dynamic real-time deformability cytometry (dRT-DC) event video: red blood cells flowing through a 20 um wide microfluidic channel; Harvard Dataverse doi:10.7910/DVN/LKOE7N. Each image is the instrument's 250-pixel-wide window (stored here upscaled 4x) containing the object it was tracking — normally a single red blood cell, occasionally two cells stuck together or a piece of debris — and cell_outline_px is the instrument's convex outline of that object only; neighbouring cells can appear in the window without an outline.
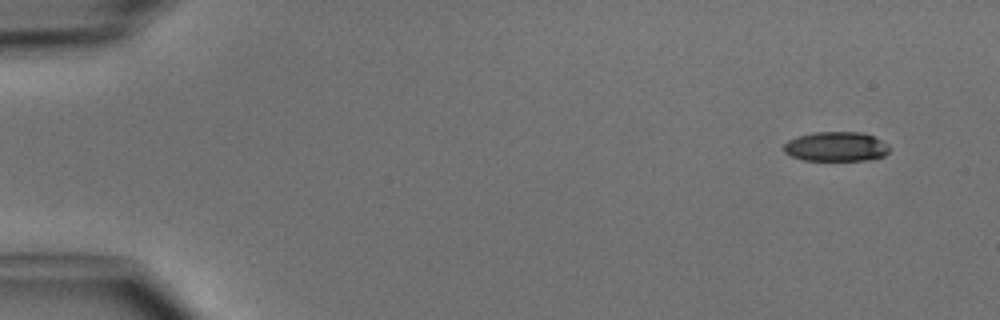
{"species": "common noctule bat (a hibernating species)", "species_latin": "Nyctalus noctula", "temperature_condition": "cold", "stored_images_in_passage": 4, "camera_frame_rate_fps": 3000, "um_per_image_px": 0.085, "animal": {"sex": "male", "body_mass_g": 15.6}, "frame": {"image": 1, "passage_image": 1, "time_ms": 0.0, "image_size_px": [1000, 320], "cell_outline_px": [[892, 148], [884, 156], [868, 160], [804, 160], [792, 156], [784, 152], [784, 144], [788, 140], [796, 136], [812, 132], [860, 132], [872, 136], [888, 144]], "centroid_in_image_um": [71.07, 12.46], "position_along_channel_um": 13.9, "area_um2": 18.26}}
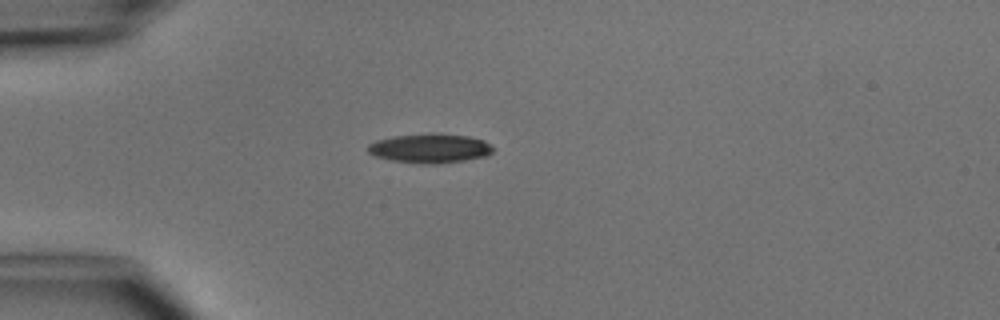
{"frame": {"image": 2, "passage_image": 4, "time_ms": 3.333, "image_size_px": [1000, 320], "cell_outline_px": [[496, 148], [488, 156], [440, 164], [424, 164], [392, 160], [376, 156], [368, 152], [368, 144], [376, 140], [392, 136], [436, 132], [468, 136], [484, 140], [492, 144]], "centroid_in_image_um": [36.6, 12.59], "position_along_channel_um": 48.4, "area_um2": 21.73}}